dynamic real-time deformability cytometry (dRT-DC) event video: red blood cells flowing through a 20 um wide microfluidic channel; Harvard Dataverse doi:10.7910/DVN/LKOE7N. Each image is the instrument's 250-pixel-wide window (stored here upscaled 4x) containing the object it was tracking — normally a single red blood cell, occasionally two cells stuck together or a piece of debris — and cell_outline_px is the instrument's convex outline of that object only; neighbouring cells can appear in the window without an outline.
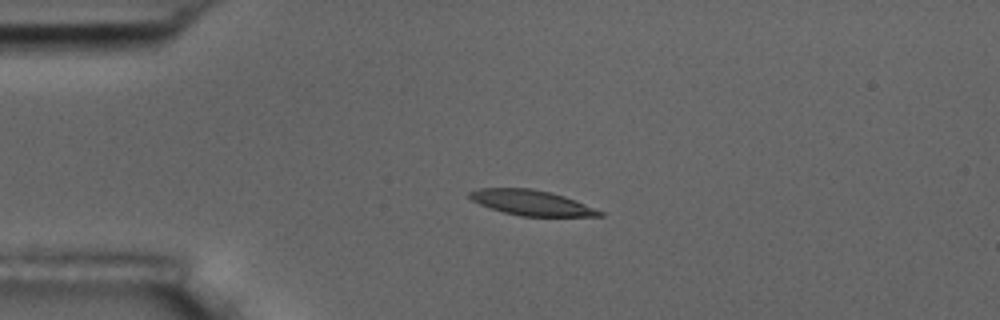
{"species": "common noctule bat (a hibernating species)", "species_latin": "Nyctalus noctula", "temperature_condition": "room temperature", "stored_images_in_passage": 5, "camera_frame_rate_fps": 3000, "um_per_image_px": 0.085, "animal": {"sex": "male", "body_mass_g": 17.5, "forearm_length_mm": 52.3}, "frame": {"image": 1, "passage_image": 3, "time_ms": 2.333, "image_size_px": [1000, 320], "cell_outline_px": [[604, 216], [520, 216], [504, 212], [480, 204], [472, 200], [468, 196], [468, 192], [476, 188], [532, 188], [552, 192], [576, 200], [604, 212]], "centroid_in_image_um": [45.18, 17.22], "position_along_channel_um": 39.8, "area_um2": 19.13}}